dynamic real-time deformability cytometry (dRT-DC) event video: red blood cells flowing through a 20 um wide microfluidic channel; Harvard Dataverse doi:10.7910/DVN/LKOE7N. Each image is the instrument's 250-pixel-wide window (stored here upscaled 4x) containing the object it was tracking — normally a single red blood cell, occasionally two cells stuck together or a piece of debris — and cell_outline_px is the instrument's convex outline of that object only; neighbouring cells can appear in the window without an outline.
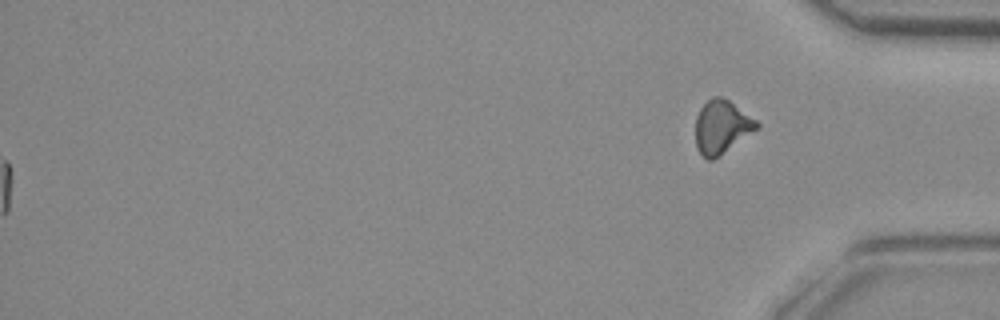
{"species": "common noctule bat (a hibernating species)", "species_latin": "Nyctalus noctula", "temperature_condition": "room temperature", "stored_images_in_passage": 46, "segment_of_instrument_passage": [2, 2], "camera_frame_rate_fps": 3000, "um_per_image_px": 0.085, "animal": {"sex": "female", "body_mass_g": 29.2, "forearm_length_mm": 56.3}, "frame": {"image": 1, "passage_image": 46, "time_ms": 15.0, "image_size_px": [1000, 320], "cell_outline_px": [[760, 128], [712, 160], [708, 160], [696, 148], [696, 116], [700, 108], [712, 96], [720, 96], [728, 100], [756, 120], [760, 124]], "centroid_in_image_um": [61.34, 10.78], "position_along_channel_um": 373.9, "area_um2": 18.84}}